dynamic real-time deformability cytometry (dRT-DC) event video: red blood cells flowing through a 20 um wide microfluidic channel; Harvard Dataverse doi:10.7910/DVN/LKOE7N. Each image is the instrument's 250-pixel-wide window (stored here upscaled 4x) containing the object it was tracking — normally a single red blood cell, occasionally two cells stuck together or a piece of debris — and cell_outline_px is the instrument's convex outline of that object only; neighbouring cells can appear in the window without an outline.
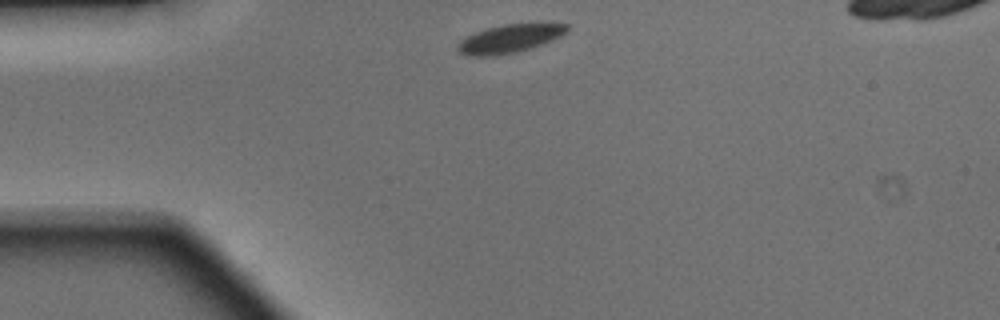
{"species": "Egyptian fruit bat (a non-hibernating species)", "species_latin": "Rousettus aegyptiacus", "temperature_condition": "warm", "stored_images_in_passage": 37, "camera_frame_rate_fps": 3000, "um_per_image_px": 0.085, "animal": {"sex": "male"}, "frame": {"image": 1, "passage_image": 1, "time_ms": 0.0, "image_size_px": [1000, 320], "cell_outline_px": [[568, 32], [552, 40], [532, 48], [516, 52], [496, 56], [472, 56], [460, 52], [456, 48], [456, 44], [460, 40], [476, 32], [488, 28], [504, 24], [568, 24]], "centroid_in_image_um": [43.3, 3.3], "position_along_channel_um": 41.7, "area_um2": 17.86}}
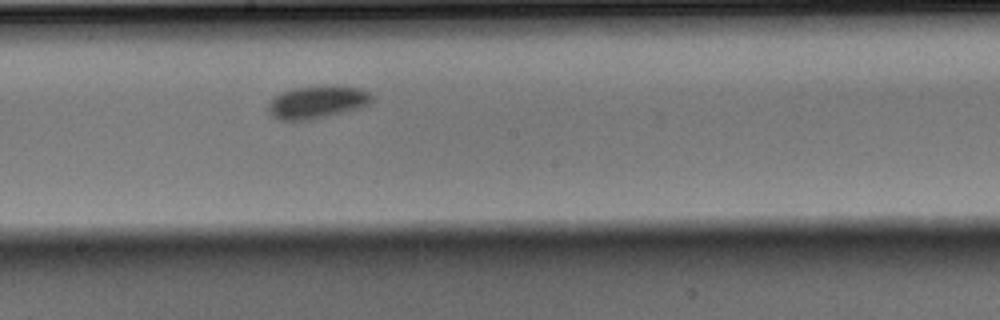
{"frame": {"image": 2, "passage_image": 16, "time_ms": 5.0, "image_size_px": [1000, 320], "cell_outline_px": [[372, 100], [368, 104], [360, 108], [312, 120], [280, 120], [272, 116], [268, 112], [268, 104], [272, 96], [280, 92], [296, 88], [360, 88], [368, 92], [372, 96]], "centroid_in_image_um": [26.88, 8.73], "position_along_channel_um": 221.3, "area_um2": 19.13}}
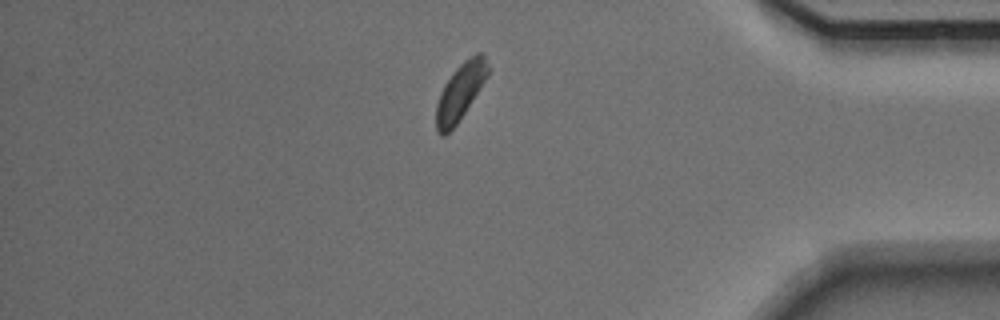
{"frame": {"image": 3, "passage_image": 31, "time_ms": 10.0, "image_size_px": [1000, 320], "cell_outline_px": [[488, 76], [456, 124], [444, 136], [440, 136], [436, 132], [436, 104], [440, 92], [444, 84], [456, 68], [464, 60], [476, 52], [484, 52], [488, 64]], "centroid_in_image_um": [39.11, 7.77], "position_along_channel_um": 396.1, "area_um2": 16.99}}